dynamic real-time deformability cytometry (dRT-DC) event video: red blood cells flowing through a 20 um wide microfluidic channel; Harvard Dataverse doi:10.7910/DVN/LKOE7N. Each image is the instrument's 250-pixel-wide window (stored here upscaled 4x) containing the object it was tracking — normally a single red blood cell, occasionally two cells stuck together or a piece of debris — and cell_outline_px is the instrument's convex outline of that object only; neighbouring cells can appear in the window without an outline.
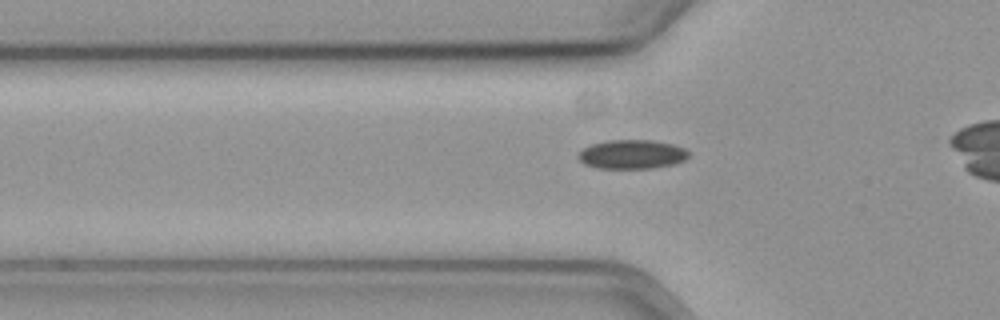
{"species": "common noctule bat (a hibernating species)", "species_latin": "Nyctalus noctula", "temperature_condition": "cold", "stored_images_in_passage": 40, "camera_frame_rate_fps": 3000, "um_per_image_px": 0.085, "animal": {"sex": "female", "body_mass_g": 19.3, "forearm_length_mm": 54.1}, "frame": {"image": 1, "passage_image": 13, "time_ms": 4.0, "image_size_px": [1000, 320], "cell_outline_px": [[688, 156], [684, 160], [676, 164], [652, 168], [596, 168], [584, 164], [576, 156], [584, 148], [592, 144], [608, 140], [652, 140], [672, 144], [684, 148], [688, 152]], "centroid_in_image_um": [53.71, 13.12], "position_along_channel_um": 72.1, "area_um2": 18.67}}
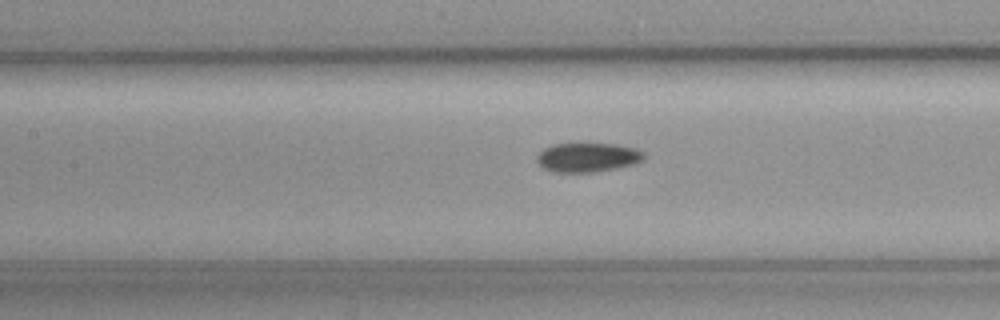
{"frame": {"image": 2, "passage_image": 20, "time_ms": 6.333, "image_size_px": [1000, 320], "cell_outline_px": [[648, 156], [644, 160], [632, 164], [616, 168], [592, 172], [556, 172], [544, 168], [536, 160], [536, 156], [544, 148], [552, 144], [584, 140], [616, 144], [636, 148], [644, 152]], "centroid_in_image_um": [49.97, 13.31], "position_along_channel_um": 157.4, "area_um2": 19.13}}
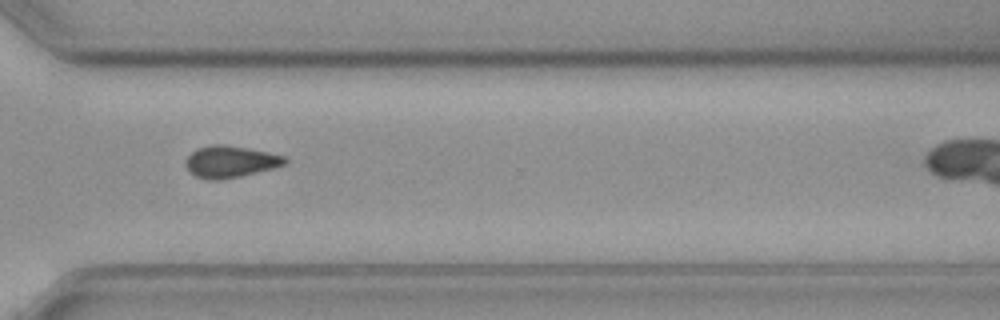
{"frame": {"image": 3, "passage_image": 36, "time_ms": 11.667, "image_size_px": [1000, 320], "cell_outline_px": [[288, 164], [240, 176], [220, 180], [208, 180], [196, 176], [184, 164], [188, 156], [196, 148], [212, 144], [224, 144], [248, 148], [268, 152], [284, 156], [288, 160]], "centroid_in_image_um": [19.58, 13.73], "position_along_channel_um": 351.0, "area_um2": 18.32}}